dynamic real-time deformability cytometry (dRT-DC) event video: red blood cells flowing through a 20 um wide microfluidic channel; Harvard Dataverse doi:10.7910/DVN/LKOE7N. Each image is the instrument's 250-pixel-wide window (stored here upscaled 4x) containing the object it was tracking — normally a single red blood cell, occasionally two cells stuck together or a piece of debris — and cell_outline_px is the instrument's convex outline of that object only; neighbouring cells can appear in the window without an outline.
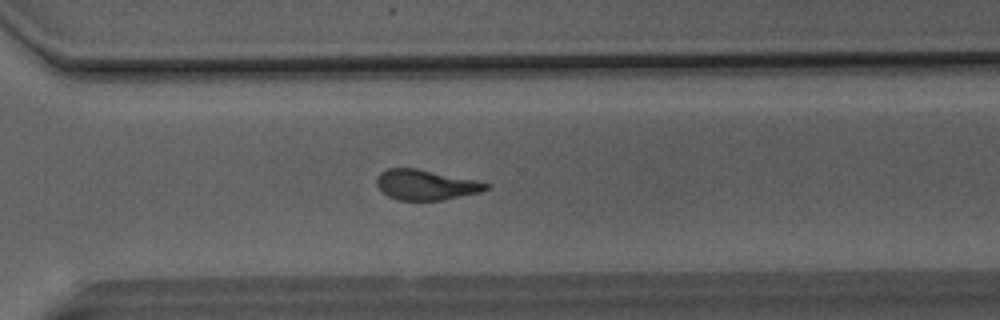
{"species": "Egyptian fruit bat (a non-hibernating species)", "species_latin": "Rousettus aegyptiacus", "temperature_condition": "room temperature", "stored_images_in_passage": 43, "camera_frame_rate_fps": 3000, "um_per_image_px": 0.085, "animal": {"sex": "male"}, "frame": {"image": 1, "passage_image": 36, "time_ms": 11.667, "image_size_px": [1000, 320], "cell_outline_px": [[492, 184], [488, 188], [480, 192], [444, 200], [396, 200], [388, 196], [376, 184], [376, 176], [380, 172], [388, 168], [416, 168], [476, 180]], "centroid_in_image_um": [36.19, 15.71], "position_along_channel_um": 334.4, "area_um2": 19.31}}
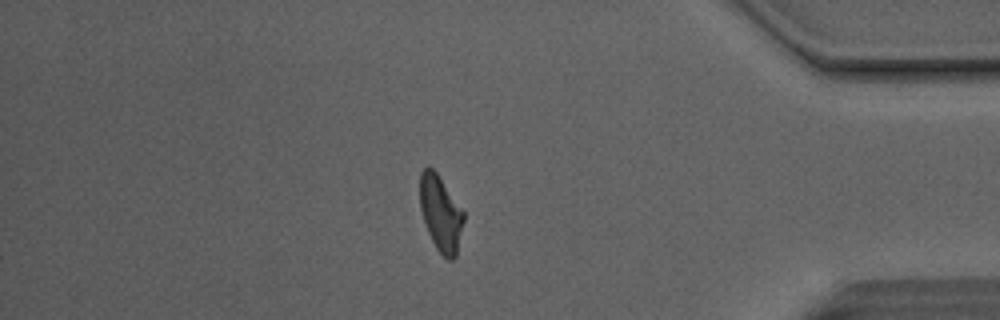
{"frame": {"image": 2, "passage_image": 43, "time_ms": 14.0, "image_size_px": [1000, 320], "cell_outline_px": [[464, 220], [456, 256], [452, 260], [448, 260], [436, 248], [428, 232], [420, 208], [420, 172], [428, 164], [436, 172], [464, 212]], "centroid_in_image_um": [37.45, 18.13], "position_along_channel_um": 397.8, "area_um2": 19.07}, "authors_computed_cell_mechanics": {"area_um2": 20.5768, "velocity_mm_per_s": 4.1345, "shape_relaxation_time_tau1_ms": 8.8047, "shape_relaxation_time_tau2_ms": 1.5621, "deformation_change_tau1": 0.2562, "deformation_change_tau2": 0.1107}}